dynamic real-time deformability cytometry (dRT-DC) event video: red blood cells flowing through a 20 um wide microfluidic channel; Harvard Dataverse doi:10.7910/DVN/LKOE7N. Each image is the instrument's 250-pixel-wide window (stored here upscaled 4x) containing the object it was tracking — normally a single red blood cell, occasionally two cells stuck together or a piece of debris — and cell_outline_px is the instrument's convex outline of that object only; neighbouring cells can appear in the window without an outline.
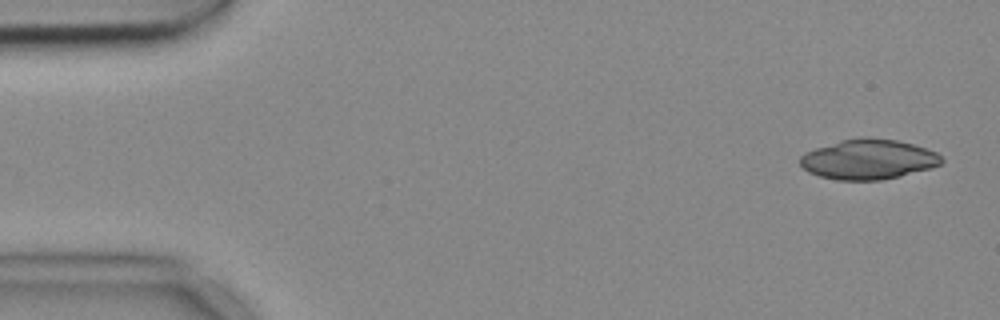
{"species": "common noctule bat (a hibernating species)", "species_latin": "Nyctalus noctula", "temperature_condition": "cold", "stored_images_in_passage": 3, "camera_frame_rate_fps": 3000, "um_per_image_px": 0.085, "animal": {"sex": "female", "body_mass_g": 18.4}, "frame": {"image": 1, "passage_image": 1, "time_ms": 0.0, "image_size_px": [1000, 320], "cell_outline_px": [[944, 160], [940, 164], [932, 168], [900, 176], [880, 180], [836, 180], [820, 176], [808, 172], [800, 164], [800, 156], [804, 152], [840, 140], [860, 136], [864, 136], [896, 140], [912, 144], [936, 152]], "centroid_in_image_um": [73.79, 13.54], "position_along_channel_um": 11.2, "area_um2": 33.06}}